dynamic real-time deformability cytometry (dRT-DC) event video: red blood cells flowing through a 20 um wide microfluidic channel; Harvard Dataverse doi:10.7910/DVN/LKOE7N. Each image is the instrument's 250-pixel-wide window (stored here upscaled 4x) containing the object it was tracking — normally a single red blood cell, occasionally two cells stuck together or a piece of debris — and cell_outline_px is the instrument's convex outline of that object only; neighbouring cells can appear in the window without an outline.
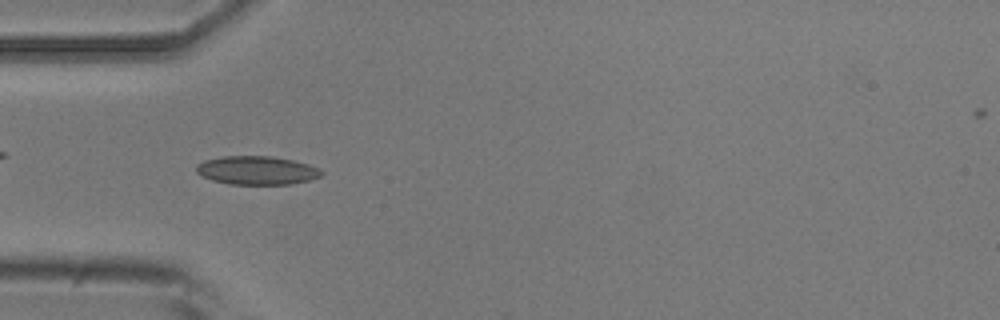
{"species": "common noctule bat (a hibernating species)", "species_latin": "Nyctalus noctula", "temperature_condition": "room temperature", "stored_images_in_passage": 11, "camera_frame_rate_fps": 3000, "um_per_image_px": 0.085, "animal": {"sex": "male", "body_mass_g": 20.5, "forearm_length_mm": 52.5}, "frame": {"image": 1, "passage_image": 5, "time_ms": 5.333, "image_size_px": [1000, 320], "cell_outline_px": [[324, 176], [292, 184], [228, 184], [212, 180], [200, 176], [196, 172], [196, 164], [204, 160], [224, 156], [272, 156], [292, 160], [308, 164], [320, 168], [324, 172]], "centroid_in_image_um": [21.83, 14.48], "position_along_channel_um": 63.2, "area_um2": 21.04}}
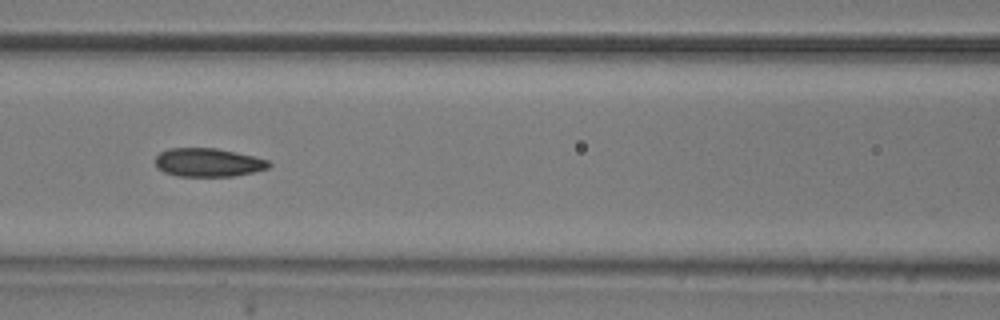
{"frame": {"image": 2, "passage_image": 7, "time_ms": 7.667, "image_size_px": [1000, 320], "cell_outline_px": [[272, 164], [268, 168], [252, 172], [232, 176], [176, 176], [164, 172], [156, 168], [156, 156], [160, 152], [168, 148], [216, 148], [236, 152], [268, 160]], "centroid_in_image_um": [17.66, 13.81], "position_along_channel_um": 148.9, "area_um2": 18.84}}
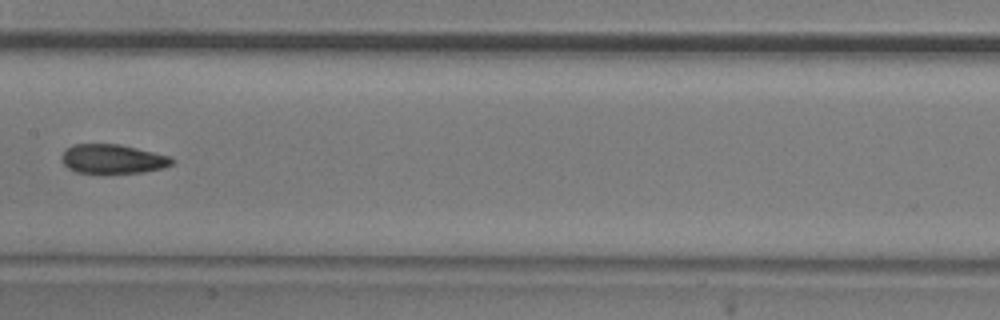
{"frame": {"image": 3, "passage_image": 8, "time_ms": 9.0, "image_size_px": [1000, 320], "cell_outline_px": [[176, 160], [172, 164], [164, 168], [144, 172], [104, 176], [76, 172], [68, 168], [60, 160], [60, 156], [72, 144], [120, 144], [172, 156]], "centroid_in_image_um": [9.59, 13.56], "position_along_channel_um": 197.8, "area_um2": 19.77}}